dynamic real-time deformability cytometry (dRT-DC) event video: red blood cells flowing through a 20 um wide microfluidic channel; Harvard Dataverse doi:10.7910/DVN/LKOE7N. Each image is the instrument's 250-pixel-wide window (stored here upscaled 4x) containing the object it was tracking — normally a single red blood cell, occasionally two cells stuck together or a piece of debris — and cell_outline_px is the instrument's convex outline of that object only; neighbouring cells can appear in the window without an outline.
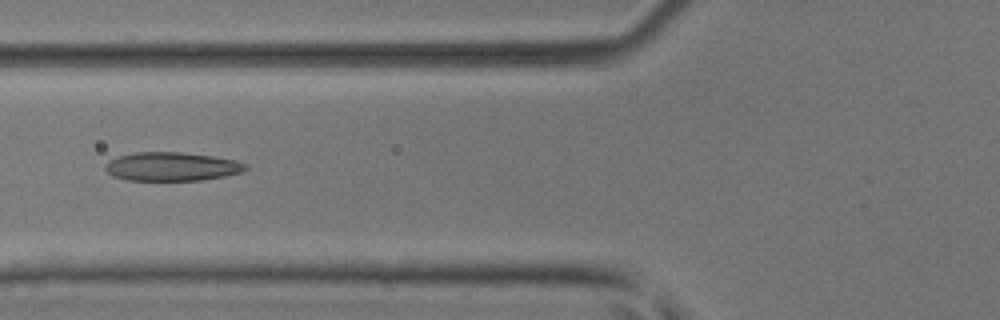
{"species": "common noctule bat (a hibernating species)", "species_latin": "Nyctalus noctula", "temperature_condition": "room temperature", "stored_images_in_passage": 7, "camera_frame_rate_fps": 3000, "um_per_image_px": 0.085, "animal": {"sex": "male", "body_mass_g": 17.9, "forearm_length_mm": 54.2}, "frame": {"image": 1, "passage_image": 6, "time_ms": 1.667, "image_size_px": [1000, 320], "cell_outline_px": [[248, 168], [244, 172], [224, 176], [200, 180], [128, 180], [112, 176], [104, 168], [108, 160], [116, 156], [136, 152], [184, 152], [212, 156], [236, 160], [248, 164]], "centroid_in_image_um": [14.61, 14.15], "position_along_channel_um": 111.2, "area_um2": 23.64}}
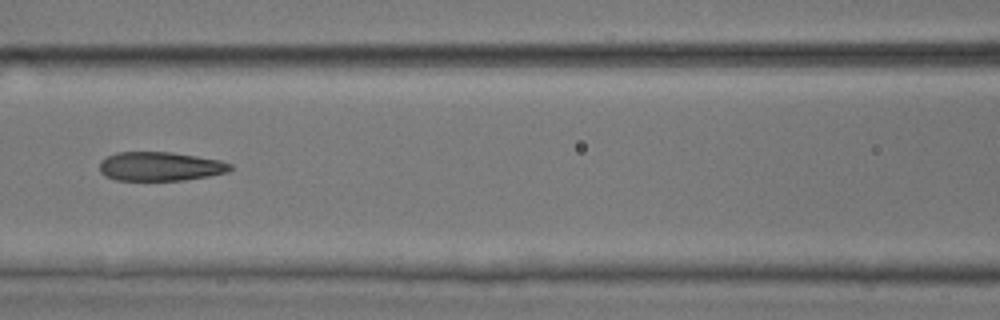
{"frame": {"image": 2, "passage_image": 7, "time_ms": 2.0, "image_size_px": [1000, 320], "cell_outline_px": [[232, 168], [228, 172], [208, 176], [184, 180], [116, 180], [104, 176], [100, 172], [100, 160], [116, 152], [172, 152], [220, 160], [232, 164]], "centroid_in_image_um": [13.6, 14.14], "position_along_channel_um": 153.0, "area_um2": 22.14}}